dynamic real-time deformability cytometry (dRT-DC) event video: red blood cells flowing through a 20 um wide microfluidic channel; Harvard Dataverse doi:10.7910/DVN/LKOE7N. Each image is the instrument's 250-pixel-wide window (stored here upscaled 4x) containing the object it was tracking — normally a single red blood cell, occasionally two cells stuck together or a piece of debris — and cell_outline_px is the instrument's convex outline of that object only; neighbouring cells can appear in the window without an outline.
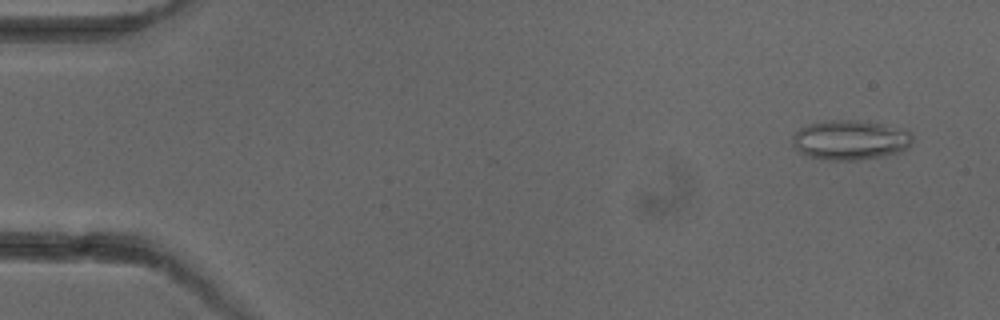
{"species": "common noctule bat (a hibernating species)", "species_latin": "Nyctalus noctula", "temperature_condition": "cold", "stored_images_in_passage": 3, "camera_frame_rate_fps": 3000, "um_per_image_px": 0.085, "animal": {"sex": "female"}, "frame": {"image": 1, "passage_image": 1, "time_ms": 0.0, "image_size_px": [1000, 320], "cell_outline_px": [[912, 144], [908, 148], [900, 152], [880, 156], [856, 160], [820, 160], [808, 156], [800, 152], [792, 144], [792, 136], [800, 128], [808, 124], [828, 120], [856, 120], [880, 124], [912, 132]], "centroid_in_image_um": [72.24, 11.91], "position_along_channel_um": 12.8, "area_um2": 27.74}}